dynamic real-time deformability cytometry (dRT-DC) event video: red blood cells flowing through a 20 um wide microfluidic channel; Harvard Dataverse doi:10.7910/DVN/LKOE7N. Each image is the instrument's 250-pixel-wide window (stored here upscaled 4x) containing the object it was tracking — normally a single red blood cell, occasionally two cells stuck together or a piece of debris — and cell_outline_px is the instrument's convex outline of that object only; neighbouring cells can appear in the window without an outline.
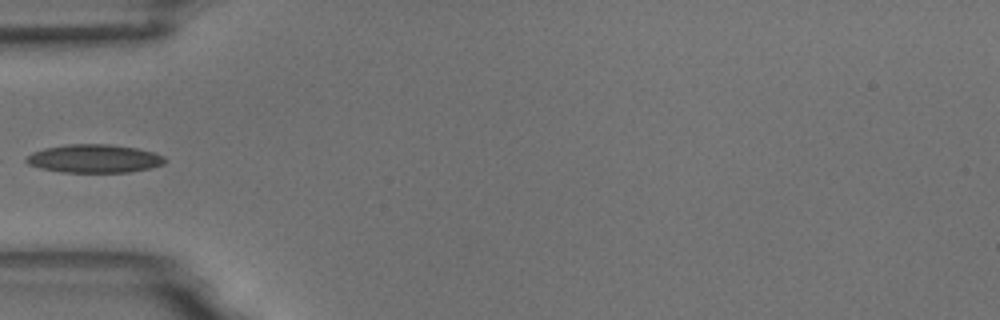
{"species": "common noctule bat (a hibernating species)", "species_latin": "Nyctalus noctula", "temperature_condition": "room temperature", "stored_images_in_passage": 6, "camera_frame_rate_fps": 3000, "um_per_image_px": 0.085, "animal": {"sex": "male", "body_mass_g": 18.8}, "frame": {"image": 1, "passage_image": 5, "time_ms": 4.667, "image_size_px": [1000, 320], "cell_outline_px": [[168, 160], [164, 164], [148, 168], [128, 172], [60, 172], [40, 168], [28, 164], [24, 160], [32, 152], [44, 148], [68, 144], [108, 144], [136, 148], [152, 152], [164, 156]], "centroid_in_image_um": [8.0, 13.48], "position_along_channel_um": 77.0, "area_um2": 22.83}}